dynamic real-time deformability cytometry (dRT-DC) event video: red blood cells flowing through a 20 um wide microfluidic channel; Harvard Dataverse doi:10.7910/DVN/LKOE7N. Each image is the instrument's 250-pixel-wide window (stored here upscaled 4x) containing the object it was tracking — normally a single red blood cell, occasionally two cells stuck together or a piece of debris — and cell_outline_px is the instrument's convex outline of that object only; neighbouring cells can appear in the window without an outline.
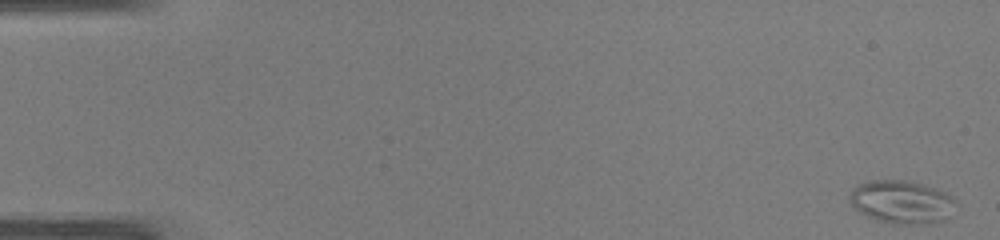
{"species": "common noctule bat (a hibernating species)", "species_latin": "Nyctalus noctula", "temperature_condition": "warm", "stored_images_in_passage": 48, "camera_frame_rate_fps": 3000, "um_per_image_px": 0.085, "animal": {"sex": "male", "body_mass_g": 19.0, "forearm_length_mm": 50.8}, "frame": {"image": 1, "passage_image": 1, "time_ms": 0.0, "image_size_px": [1000, 240], "cell_outline_px": [[956, 200], [944, 220], [924, 224], [892, 224], [868, 216], [860, 212], [848, 200], [848, 196], [852, 188], [860, 184], [876, 180], [904, 180], [920, 184], [944, 192], [952, 196]], "centroid_in_image_um": [76.59, 17.17], "position_along_channel_um": 8.4, "area_um2": 26.13}}
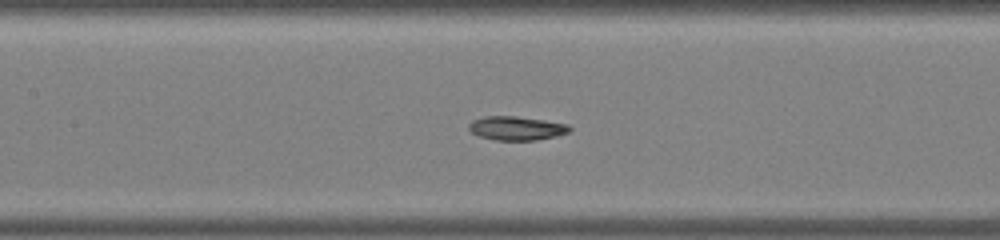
{"frame": {"image": 2, "passage_image": 23, "time_ms": 7.333, "image_size_px": [1000, 240], "cell_outline_px": [[572, 128], [568, 132], [556, 136], [536, 140], [496, 140], [480, 136], [472, 132], [468, 128], [468, 124], [472, 120], [484, 116], [516, 116], [544, 120], [568, 124]], "centroid_in_image_um": [43.9, 10.89], "position_along_channel_um": 163.5, "area_um2": 13.99}}
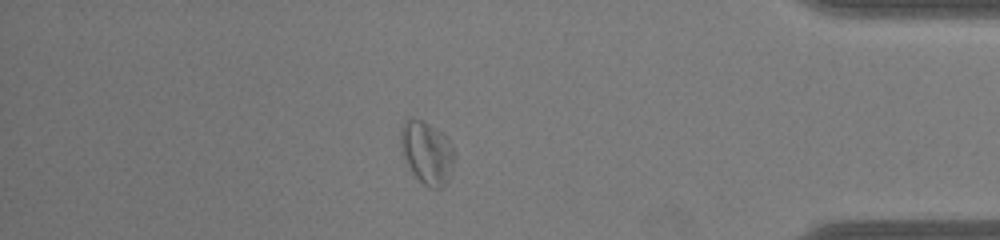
{"frame": {"image": 3, "passage_image": 42, "time_ms": 13.667, "image_size_px": [1000, 240], "cell_outline_px": [[456, 156], [448, 180], [440, 188], [428, 188], [412, 172], [404, 156], [400, 144], [400, 136], [404, 124], [412, 116], [428, 124], [440, 132], [452, 144], [456, 152]], "centroid_in_image_um": [36.32, 12.99], "position_along_channel_um": 398.9, "area_um2": 19.36}, "authors_computed_cell_mechanics": {"area_um2": 16.473, "velocity_mm_per_s": 4.1993, "shape_relaxation_time_tau1_ms": 10.4687, "shape_relaxation_time_tau2_ms": 1.5033, "deformation_change_tau1": 0.1676, "deformation_change_tau2": 0.072}}